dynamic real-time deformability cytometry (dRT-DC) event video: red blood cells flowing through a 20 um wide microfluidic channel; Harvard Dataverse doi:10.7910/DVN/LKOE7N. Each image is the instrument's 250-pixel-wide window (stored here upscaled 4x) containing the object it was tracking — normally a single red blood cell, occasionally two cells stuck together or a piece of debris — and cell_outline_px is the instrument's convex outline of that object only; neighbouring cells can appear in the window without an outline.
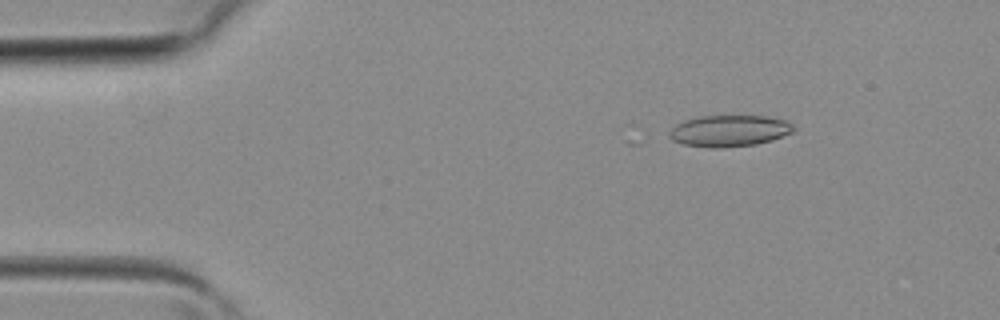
{"species": "common noctule bat (a hibernating species)", "species_latin": "Nyctalus noctula", "temperature_condition": "room temperature", "stored_images_in_passage": 5, "camera_frame_rate_fps": 3000, "um_per_image_px": 0.085, "animal": {"sex": "female", "body_mass_g": 19.3, "forearm_length_mm": 54.1}, "frame": {"image": 1, "passage_image": 2, "time_ms": 0.333, "image_size_px": [1000, 320], "cell_outline_px": [[796, 132], [772, 140], [756, 144], [720, 148], [712, 148], [684, 144], [672, 140], [668, 136], [668, 132], [676, 124], [684, 120], [700, 116], [768, 116], [784, 120], [792, 124], [796, 128]], "centroid_in_image_um": [62.01, 11.12], "position_along_channel_um": 23.0, "area_um2": 22.95}}
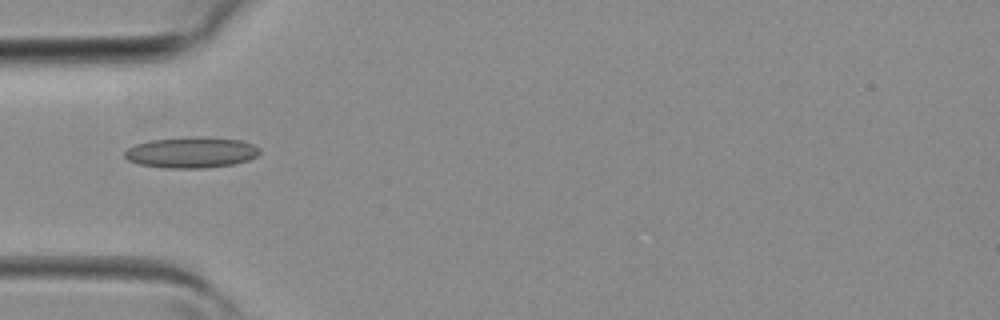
{"frame": {"image": 2, "passage_image": 4, "time_ms": 1.0, "image_size_px": [1000, 320], "cell_outline_px": [[260, 152], [256, 156], [248, 160], [232, 164], [208, 168], [168, 168], [140, 164], [128, 160], [124, 156], [124, 152], [128, 148], [136, 144], [148, 140], [200, 136], [204, 136], [240, 140], [252, 144], [260, 148]], "centroid_in_image_um": [16.26, 12.95], "position_along_channel_um": 68.7, "area_um2": 24.33}}
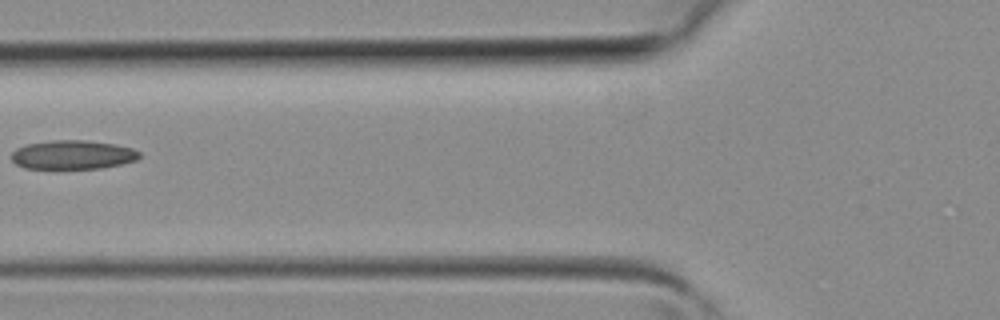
{"frame": {"image": 3, "passage_image": 5, "time_ms": 1.333, "image_size_px": [1000, 320], "cell_outline_px": [[140, 156], [136, 160], [104, 168], [24, 168], [16, 164], [12, 160], [12, 152], [16, 148], [28, 144], [52, 140], [84, 140], [116, 144], [132, 148], [140, 152]], "centroid_in_image_um": [6.19, 13.15], "position_along_channel_um": 119.6, "area_um2": 21.5}}